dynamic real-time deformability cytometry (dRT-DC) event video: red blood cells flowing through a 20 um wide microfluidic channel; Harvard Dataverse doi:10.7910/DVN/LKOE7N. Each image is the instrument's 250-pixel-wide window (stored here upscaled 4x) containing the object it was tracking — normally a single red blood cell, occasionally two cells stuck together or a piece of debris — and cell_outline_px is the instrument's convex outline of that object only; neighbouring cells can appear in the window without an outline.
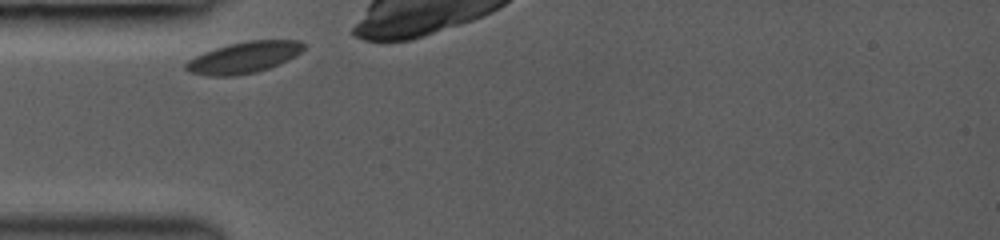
{"species": "common noctule bat (a hibernating species)", "species_latin": "Nyctalus noctula", "temperature_condition": "room temperature", "stored_images_in_passage": 9, "camera_frame_rate_fps": 3000, "um_per_image_px": 0.085, "animal": {"sex": "female", "body_mass_g": 19.0, "forearm_length_mm": 53.3}, "frame": {"image": 1, "passage_image": 1, "time_ms": 0.0, "image_size_px": [1000, 240], "cell_outline_px": [[304, 48], [296, 56], [288, 60], [268, 68], [256, 72], [236, 76], [208, 76], [188, 72], [184, 68], [184, 64], [188, 60], [204, 52], [228, 44], [248, 40], [300, 40], [304, 44]], "centroid_in_image_um": [20.71, 4.89], "position_along_channel_um": 64.3, "area_um2": 21.56}}
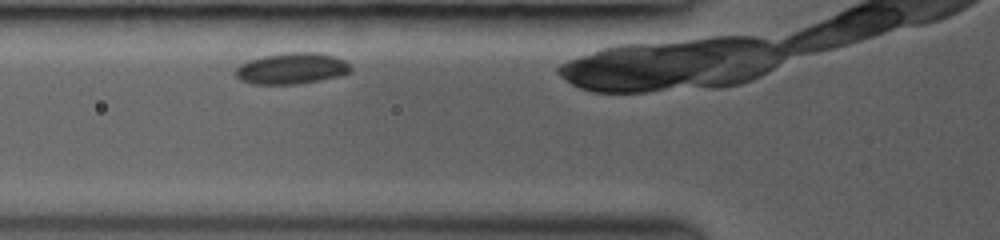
{"frame": {"image": 2, "passage_image": 8, "time_ms": 1.0, "image_size_px": [1000, 240], "cell_outline_px": [[352, 72], [340, 76], [320, 80], [296, 84], [252, 84], [240, 80], [236, 76], [236, 68], [240, 64], [248, 60], [264, 56], [288, 52], [320, 52], [336, 56], [344, 60], [352, 68]], "centroid_in_image_um": [24.82, 5.81], "position_along_channel_um": 101.0, "area_um2": 21.1}}